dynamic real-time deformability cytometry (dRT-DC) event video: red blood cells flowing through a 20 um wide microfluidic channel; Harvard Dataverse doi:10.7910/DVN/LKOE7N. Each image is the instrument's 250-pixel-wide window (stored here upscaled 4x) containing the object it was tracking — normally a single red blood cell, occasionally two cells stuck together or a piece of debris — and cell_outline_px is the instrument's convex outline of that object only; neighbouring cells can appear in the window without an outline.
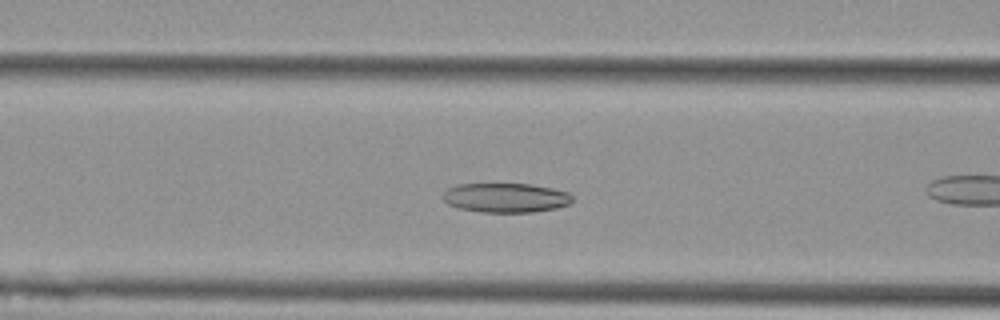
{"species": "Egyptian fruit bat (a non-hibernating species)", "species_latin": "Rousettus aegyptiacus", "temperature_condition": "cold", "stored_images_in_passage": 24, "camera_frame_rate_fps": 3000, "um_per_image_px": 0.085, "animal": {"sex": "female"}, "frame": {"image": 1, "passage_image": 4, "time_ms": 1.0, "image_size_px": [1000, 320], "cell_outline_px": [[572, 200], [568, 204], [556, 208], [536, 212], [480, 212], [460, 208], [448, 204], [440, 196], [448, 188], [456, 184], [532, 184], [552, 188], [568, 192], [572, 196]], "centroid_in_image_um": [42.97, 16.8], "position_along_channel_um": 123.6, "area_um2": 22.25}}
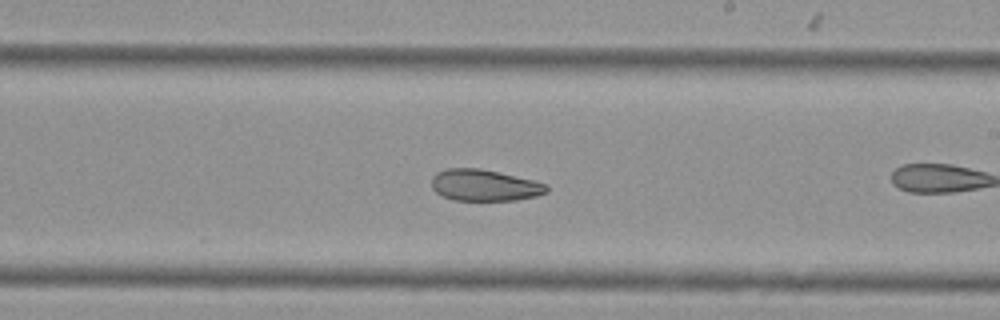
{"frame": {"image": 2, "passage_image": 14, "time_ms": 4.333, "image_size_px": [1000, 320], "cell_outline_px": [[548, 192], [536, 196], [516, 200], [452, 200], [436, 192], [432, 188], [432, 176], [436, 172], [444, 168], [480, 168], [532, 180], [544, 184], [548, 188]], "centroid_in_image_um": [41.13, 15.74], "position_along_channel_um": 247.9, "area_um2": 20.98}}
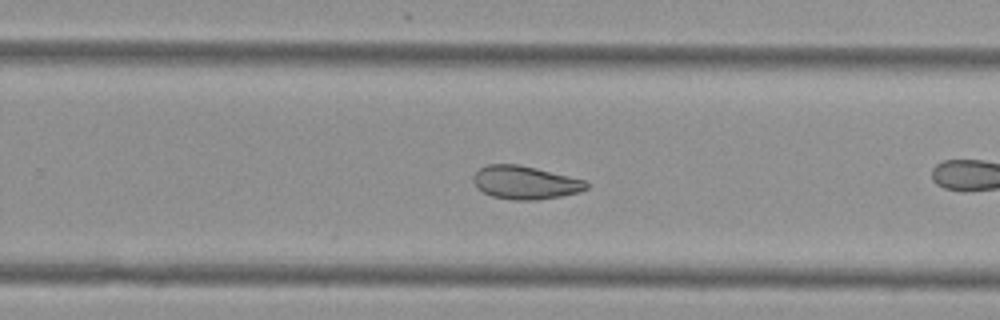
{"frame": {"image": 3, "passage_image": 17, "time_ms": 5.333, "image_size_px": [1000, 320], "cell_outline_px": [[588, 188], [580, 192], [560, 196], [536, 200], [512, 200], [492, 196], [476, 188], [472, 180], [472, 176], [480, 168], [488, 164], [520, 164], [588, 180]], "centroid_in_image_um": [44.65, 15.51], "position_along_channel_um": 285.1, "area_um2": 22.2}}